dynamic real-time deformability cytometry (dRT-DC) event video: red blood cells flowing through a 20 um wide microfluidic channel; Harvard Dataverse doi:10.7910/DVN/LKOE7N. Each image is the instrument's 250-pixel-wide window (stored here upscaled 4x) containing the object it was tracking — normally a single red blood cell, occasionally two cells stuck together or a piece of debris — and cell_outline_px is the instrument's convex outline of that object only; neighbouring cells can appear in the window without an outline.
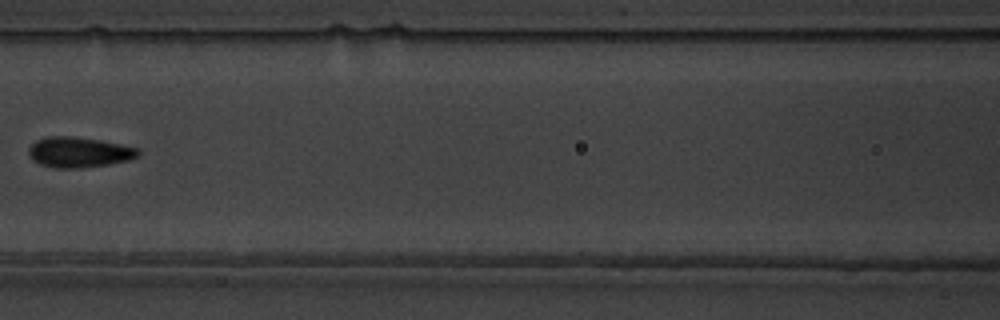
{"species": "common noctule bat (a hibernating species)", "species_latin": "Nyctalus noctula", "temperature_condition": "warm", "stored_images_in_passage": 8, "camera_frame_rate_fps": 3000, "um_per_image_px": 0.085, "animal": {"sex": "male", "body_mass_g": 19.5, "forearm_length_mm": 54.6}, "frame": {"image": 1, "passage_image": 7, "time_ms": 7.667, "image_size_px": [1000, 320], "cell_outline_px": [[140, 156], [128, 160], [108, 164], [76, 168], [56, 168], [40, 164], [32, 160], [28, 152], [28, 148], [36, 140], [48, 136], [72, 136], [100, 140], [140, 148]], "centroid_in_image_um": [6.71, 12.93], "position_along_channel_um": 159.9, "area_um2": 19.42}}